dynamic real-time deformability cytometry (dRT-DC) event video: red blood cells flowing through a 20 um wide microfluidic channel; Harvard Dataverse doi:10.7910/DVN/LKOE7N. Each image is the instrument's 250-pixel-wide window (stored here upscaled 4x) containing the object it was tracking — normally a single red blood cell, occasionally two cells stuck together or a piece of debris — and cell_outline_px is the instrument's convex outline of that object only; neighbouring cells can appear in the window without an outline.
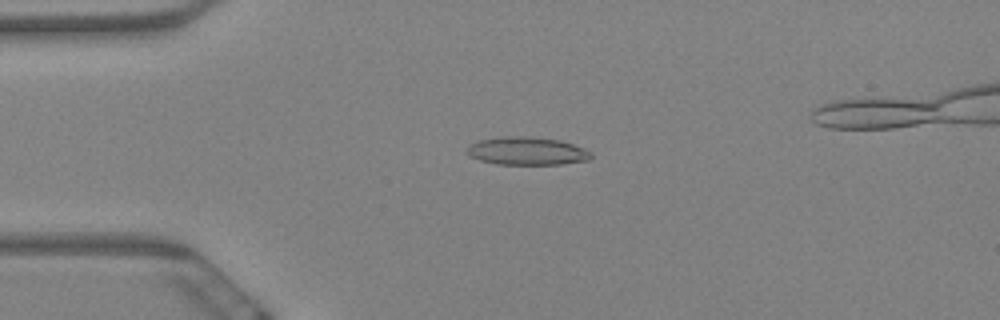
{"species": "Egyptian fruit bat (a non-hibernating species)", "species_latin": "Rousettus aegyptiacus", "temperature_condition": "warm", "stored_images_in_passage": 6, "camera_frame_rate_fps": 3000, "um_per_image_px": 0.085, "animal": {"sex": "female"}, "frame": {"image": 1, "passage_image": 5, "time_ms": 1.333, "image_size_px": [1000, 320], "cell_outline_px": [[592, 156], [588, 160], [560, 164], [496, 164], [480, 160], [468, 156], [464, 152], [468, 144], [480, 140], [500, 136], [524, 136], [560, 140], [572, 144], [592, 152]], "centroid_in_image_um": [44.72, 12.83], "position_along_channel_um": 40.3, "area_um2": 20.35}}